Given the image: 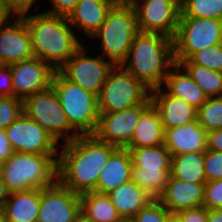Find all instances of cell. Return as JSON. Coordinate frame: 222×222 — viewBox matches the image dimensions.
I'll list each match as a JSON object with an SVG mask.
<instances>
[{
    "label": "cell",
    "mask_w": 222,
    "mask_h": 222,
    "mask_svg": "<svg viewBox=\"0 0 222 222\" xmlns=\"http://www.w3.org/2000/svg\"><path fill=\"white\" fill-rule=\"evenodd\" d=\"M174 64L173 39L162 34L139 32L122 67L152 90L162 86Z\"/></svg>",
    "instance_id": "cell-3"
},
{
    "label": "cell",
    "mask_w": 222,
    "mask_h": 222,
    "mask_svg": "<svg viewBox=\"0 0 222 222\" xmlns=\"http://www.w3.org/2000/svg\"><path fill=\"white\" fill-rule=\"evenodd\" d=\"M165 222H180V220L176 214H169L166 217Z\"/></svg>",
    "instance_id": "cell-46"
},
{
    "label": "cell",
    "mask_w": 222,
    "mask_h": 222,
    "mask_svg": "<svg viewBox=\"0 0 222 222\" xmlns=\"http://www.w3.org/2000/svg\"><path fill=\"white\" fill-rule=\"evenodd\" d=\"M51 86L58 95L69 124L80 134H94L99 111L97 96L66 79L55 70Z\"/></svg>",
    "instance_id": "cell-6"
},
{
    "label": "cell",
    "mask_w": 222,
    "mask_h": 222,
    "mask_svg": "<svg viewBox=\"0 0 222 222\" xmlns=\"http://www.w3.org/2000/svg\"><path fill=\"white\" fill-rule=\"evenodd\" d=\"M23 111L45 129L59 145L70 142L80 135L69 124L58 95L52 86L27 97L23 101Z\"/></svg>",
    "instance_id": "cell-9"
},
{
    "label": "cell",
    "mask_w": 222,
    "mask_h": 222,
    "mask_svg": "<svg viewBox=\"0 0 222 222\" xmlns=\"http://www.w3.org/2000/svg\"><path fill=\"white\" fill-rule=\"evenodd\" d=\"M2 209L8 222H36L40 209V189L11 193Z\"/></svg>",
    "instance_id": "cell-25"
},
{
    "label": "cell",
    "mask_w": 222,
    "mask_h": 222,
    "mask_svg": "<svg viewBox=\"0 0 222 222\" xmlns=\"http://www.w3.org/2000/svg\"><path fill=\"white\" fill-rule=\"evenodd\" d=\"M180 16L222 20V0H180Z\"/></svg>",
    "instance_id": "cell-30"
},
{
    "label": "cell",
    "mask_w": 222,
    "mask_h": 222,
    "mask_svg": "<svg viewBox=\"0 0 222 222\" xmlns=\"http://www.w3.org/2000/svg\"><path fill=\"white\" fill-rule=\"evenodd\" d=\"M136 0H124V2H127V3H134Z\"/></svg>",
    "instance_id": "cell-49"
},
{
    "label": "cell",
    "mask_w": 222,
    "mask_h": 222,
    "mask_svg": "<svg viewBox=\"0 0 222 222\" xmlns=\"http://www.w3.org/2000/svg\"><path fill=\"white\" fill-rule=\"evenodd\" d=\"M197 120L206 132L222 129V97L208 98L197 110Z\"/></svg>",
    "instance_id": "cell-31"
},
{
    "label": "cell",
    "mask_w": 222,
    "mask_h": 222,
    "mask_svg": "<svg viewBox=\"0 0 222 222\" xmlns=\"http://www.w3.org/2000/svg\"><path fill=\"white\" fill-rule=\"evenodd\" d=\"M170 213L158 199L151 200L130 222H165Z\"/></svg>",
    "instance_id": "cell-35"
},
{
    "label": "cell",
    "mask_w": 222,
    "mask_h": 222,
    "mask_svg": "<svg viewBox=\"0 0 222 222\" xmlns=\"http://www.w3.org/2000/svg\"><path fill=\"white\" fill-rule=\"evenodd\" d=\"M170 176L184 182L206 183L204 152L171 156Z\"/></svg>",
    "instance_id": "cell-28"
},
{
    "label": "cell",
    "mask_w": 222,
    "mask_h": 222,
    "mask_svg": "<svg viewBox=\"0 0 222 222\" xmlns=\"http://www.w3.org/2000/svg\"><path fill=\"white\" fill-rule=\"evenodd\" d=\"M13 96L21 100L48 89L55 70L43 60L33 57L9 65Z\"/></svg>",
    "instance_id": "cell-16"
},
{
    "label": "cell",
    "mask_w": 222,
    "mask_h": 222,
    "mask_svg": "<svg viewBox=\"0 0 222 222\" xmlns=\"http://www.w3.org/2000/svg\"><path fill=\"white\" fill-rule=\"evenodd\" d=\"M10 193L8 192L6 185L4 184L0 176V208L3 207L7 199L9 198Z\"/></svg>",
    "instance_id": "cell-44"
},
{
    "label": "cell",
    "mask_w": 222,
    "mask_h": 222,
    "mask_svg": "<svg viewBox=\"0 0 222 222\" xmlns=\"http://www.w3.org/2000/svg\"><path fill=\"white\" fill-rule=\"evenodd\" d=\"M151 103H142L117 112H99L94 135L105 143L125 148L130 142L141 113Z\"/></svg>",
    "instance_id": "cell-14"
},
{
    "label": "cell",
    "mask_w": 222,
    "mask_h": 222,
    "mask_svg": "<svg viewBox=\"0 0 222 222\" xmlns=\"http://www.w3.org/2000/svg\"><path fill=\"white\" fill-rule=\"evenodd\" d=\"M80 212L93 222H124L108 194L94 191L80 194Z\"/></svg>",
    "instance_id": "cell-27"
},
{
    "label": "cell",
    "mask_w": 222,
    "mask_h": 222,
    "mask_svg": "<svg viewBox=\"0 0 222 222\" xmlns=\"http://www.w3.org/2000/svg\"><path fill=\"white\" fill-rule=\"evenodd\" d=\"M33 57L31 36L23 18L5 17L0 22V63L11 65Z\"/></svg>",
    "instance_id": "cell-17"
},
{
    "label": "cell",
    "mask_w": 222,
    "mask_h": 222,
    "mask_svg": "<svg viewBox=\"0 0 222 222\" xmlns=\"http://www.w3.org/2000/svg\"><path fill=\"white\" fill-rule=\"evenodd\" d=\"M222 43V20L179 16L173 39L174 61L179 64L195 52Z\"/></svg>",
    "instance_id": "cell-10"
},
{
    "label": "cell",
    "mask_w": 222,
    "mask_h": 222,
    "mask_svg": "<svg viewBox=\"0 0 222 222\" xmlns=\"http://www.w3.org/2000/svg\"><path fill=\"white\" fill-rule=\"evenodd\" d=\"M139 32L174 39L180 16V0H136L133 3Z\"/></svg>",
    "instance_id": "cell-12"
},
{
    "label": "cell",
    "mask_w": 222,
    "mask_h": 222,
    "mask_svg": "<svg viewBox=\"0 0 222 222\" xmlns=\"http://www.w3.org/2000/svg\"><path fill=\"white\" fill-rule=\"evenodd\" d=\"M89 51L83 43L58 71L69 81L98 97L114 66L97 54L99 48L95 50L96 53L93 51L90 54Z\"/></svg>",
    "instance_id": "cell-11"
},
{
    "label": "cell",
    "mask_w": 222,
    "mask_h": 222,
    "mask_svg": "<svg viewBox=\"0 0 222 222\" xmlns=\"http://www.w3.org/2000/svg\"><path fill=\"white\" fill-rule=\"evenodd\" d=\"M164 146L173 155L207 150V132L198 120L164 130Z\"/></svg>",
    "instance_id": "cell-21"
},
{
    "label": "cell",
    "mask_w": 222,
    "mask_h": 222,
    "mask_svg": "<svg viewBox=\"0 0 222 222\" xmlns=\"http://www.w3.org/2000/svg\"><path fill=\"white\" fill-rule=\"evenodd\" d=\"M40 1L42 0H0V8L5 17L22 18L36 12L34 9Z\"/></svg>",
    "instance_id": "cell-34"
},
{
    "label": "cell",
    "mask_w": 222,
    "mask_h": 222,
    "mask_svg": "<svg viewBox=\"0 0 222 222\" xmlns=\"http://www.w3.org/2000/svg\"><path fill=\"white\" fill-rule=\"evenodd\" d=\"M58 155L14 152L1 164L0 176L8 192L42 189L57 181Z\"/></svg>",
    "instance_id": "cell-5"
},
{
    "label": "cell",
    "mask_w": 222,
    "mask_h": 222,
    "mask_svg": "<svg viewBox=\"0 0 222 222\" xmlns=\"http://www.w3.org/2000/svg\"><path fill=\"white\" fill-rule=\"evenodd\" d=\"M139 33L137 15L132 3L117 1L100 29L88 40H99V55L114 67L122 66L133 40Z\"/></svg>",
    "instance_id": "cell-4"
},
{
    "label": "cell",
    "mask_w": 222,
    "mask_h": 222,
    "mask_svg": "<svg viewBox=\"0 0 222 222\" xmlns=\"http://www.w3.org/2000/svg\"><path fill=\"white\" fill-rule=\"evenodd\" d=\"M189 60L193 64L222 72V43L195 52Z\"/></svg>",
    "instance_id": "cell-32"
},
{
    "label": "cell",
    "mask_w": 222,
    "mask_h": 222,
    "mask_svg": "<svg viewBox=\"0 0 222 222\" xmlns=\"http://www.w3.org/2000/svg\"><path fill=\"white\" fill-rule=\"evenodd\" d=\"M112 204L124 221H130L153 198L132 180L108 193Z\"/></svg>",
    "instance_id": "cell-24"
},
{
    "label": "cell",
    "mask_w": 222,
    "mask_h": 222,
    "mask_svg": "<svg viewBox=\"0 0 222 222\" xmlns=\"http://www.w3.org/2000/svg\"><path fill=\"white\" fill-rule=\"evenodd\" d=\"M132 160L127 148H116L103 167L94 192L108 194L131 180Z\"/></svg>",
    "instance_id": "cell-22"
},
{
    "label": "cell",
    "mask_w": 222,
    "mask_h": 222,
    "mask_svg": "<svg viewBox=\"0 0 222 222\" xmlns=\"http://www.w3.org/2000/svg\"><path fill=\"white\" fill-rule=\"evenodd\" d=\"M176 215L180 222H208L207 208L204 206L182 210Z\"/></svg>",
    "instance_id": "cell-39"
},
{
    "label": "cell",
    "mask_w": 222,
    "mask_h": 222,
    "mask_svg": "<svg viewBox=\"0 0 222 222\" xmlns=\"http://www.w3.org/2000/svg\"><path fill=\"white\" fill-rule=\"evenodd\" d=\"M79 0H48L46 5L51 2L48 6L49 9L43 10V12L52 14V15H58V16H64L68 17L70 13L74 10L75 6L77 5Z\"/></svg>",
    "instance_id": "cell-38"
},
{
    "label": "cell",
    "mask_w": 222,
    "mask_h": 222,
    "mask_svg": "<svg viewBox=\"0 0 222 222\" xmlns=\"http://www.w3.org/2000/svg\"><path fill=\"white\" fill-rule=\"evenodd\" d=\"M116 2L117 0H79L67 17L77 37L81 41L85 37L88 41L103 25L108 12Z\"/></svg>",
    "instance_id": "cell-18"
},
{
    "label": "cell",
    "mask_w": 222,
    "mask_h": 222,
    "mask_svg": "<svg viewBox=\"0 0 222 222\" xmlns=\"http://www.w3.org/2000/svg\"><path fill=\"white\" fill-rule=\"evenodd\" d=\"M179 65L204 91L208 98L222 97V72L193 64L189 59L181 61Z\"/></svg>",
    "instance_id": "cell-29"
},
{
    "label": "cell",
    "mask_w": 222,
    "mask_h": 222,
    "mask_svg": "<svg viewBox=\"0 0 222 222\" xmlns=\"http://www.w3.org/2000/svg\"><path fill=\"white\" fill-rule=\"evenodd\" d=\"M14 152L58 155L60 145L39 124L24 112L6 129Z\"/></svg>",
    "instance_id": "cell-13"
},
{
    "label": "cell",
    "mask_w": 222,
    "mask_h": 222,
    "mask_svg": "<svg viewBox=\"0 0 222 222\" xmlns=\"http://www.w3.org/2000/svg\"><path fill=\"white\" fill-rule=\"evenodd\" d=\"M14 153V149L7 138L5 129H0V163L6 162Z\"/></svg>",
    "instance_id": "cell-41"
},
{
    "label": "cell",
    "mask_w": 222,
    "mask_h": 222,
    "mask_svg": "<svg viewBox=\"0 0 222 222\" xmlns=\"http://www.w3.org/2000/svg\"><path fill=\"white\" fill-rule=\"evenodd\" d=\"M205 183L184 182L169 176L164 192L158 198L170 214L203 206Z\"/></svg>",
    "instance_id": "cell-20"
},
{
    "label": "cell",
    "mask_w": 222,
    "mask_h": 222,
    "mask_svg": "<svg viewBox=\"0 0 222 222\" xmlns=\"http://www.w3.org/2000/svg\"><path fill=\"white\" fill-rule=\"evenodd\" d=\"M5 18V16L2 14L1 8H0V22Z\"/></svg>",
    "instance_id": "cell-48"
},
{
    "label": "cell",
    "mask_w": 222,
    "mask_h": 222,
    "mask_svg": "<svg viewBox=\"0 0 222 222\" xmlns=\"http://www.w3.org/2000/svg\"><path fill=\"white\" fill-rule=\"evenodd\" d=\"M208 222H222V209H207Z\"/></svg>",
    "instance_id": "cell-43"
},
{
    "label": "cell",
    "mask_w": 222,
    "mask_h": 222,
    "mask_svg": "<svg viewBox=\"0 0 222 222\" xmlns=\"http://www.w3.org/2000/svg\"><path fill=\"white\" fill-rule=\"evenodd\" d=\"M117 147L94 134L79 135L59 147L57 180L72 192L94 191L100 173Z\"/></svg>",
    "instance_id": "cell-1"
},
{
    "label": "cell",
    "mask_w": 222,
    "mask_h": 222,
    "mask_svg": "<svg viewBox=\"0 0 222 222\" xmlns=\"http://www.w3.org/2000/svg\"><path fill=\"white\" fill-rule=\"evenodd\" d=\"M150 99L160 115L163 130L197 120V109L185 100L168 94L162 87L152 89Z\"/></svg>",
    "instance_id": "cell-19"
},
{
    "label": "cell",
    "mask_w": 222,
    "mask_h": 222,
    "mask_svg": "<svg viewBox=\"0 0 222 222\" xmlns=\"http://www.w3.org/2000/svg\"><path fill=\"white\" fill-rule=\"evenodd\" d=\"M74 222H93L91 219L86 217L82 212H80L74 219Z\"/></svg>",
    "instance_id": "cell-45"
},
{
    "label": "cell",
    "mask_w": 222,
    "mask_h": 222,
    "mask_svg": "<svg viewBox=\"0 0 222 222\" xmlns=\"http://www.w3.org/2000/svg\"><path fill=\"white\" fill-rule=\"evenodd\" d=\"M204 173L207 182L222 179V152H204Z\"/></svg>",
    "instance_id": "cell-36"
},
{
    "label": "cell",
    "mask_w": 222,
    "mask_h": 222,
    "mask_svg": "<svg viewBox=\"0 0 222 222\" xmlns=\"http://www.w3.org/2000/svg\"><path fill=\"white\" fill-rule=\"evenodd\" d=\"M23 112V100L14 96L0 97V129H6Z\"/></svg>",
    "instance_id": "cell-33"
},
{
    "label": "cell",
    "mask_w": 222,
    "mask_h": 222,
    "mask_svg": "<svg viewBox=\"0 0 222 222\" xmlns=\"http://www.w3.org/2000/svg\"><path fill=\"white\" fill-rule=\"evenodd\" d=\"M151 89L122 66L114 67L97 97L99 112H117L151 103Z\"/></svg>",
    "instance_id": "cell-8"
},
{
    "label": "cell",
    "mask_w": 222,
    "mask_h": 222,
    "mask_svg": "<svg viewBox=\"0 0 222 222\" xmlns=\"http://www.w3.org/2000/svg\"><path fill=\"white\" fill-rule=\"evenodd\" d=\"M164 145V130L160 115L152 103L141 113L131 142L126 147Z\"/></svg>",
    "instance_id": "cell-26"
},
{
    "label": "cell",
    "mask_w": 222,
    "mask_h": 222,
    "mask_svg": "<svg viewBox=\"0 0 222 222\" xmlns=\"http://www.w3.org/2000/svg\"><path fill=\"white\" fill-rule=\"evenodd\" d=\"M207 150L222 152V129L207 132Z\"/></svg>",
    "instance_id": "cell-42"
},
{
    "label": "cell",
    "mask_w": 222,
    "mask_h": 222,
    "mask_svg": "<svg viewBox=\"0 0 222 222\" xmlns=\"http://www.w3.org/2000/svg\"><path fill=\"white\" fill-rule=\"evenodd\" d=\"M161 87L168 94L185 100L197 110L208 99L204 91L176 63L170 68Z\"/></svg>",
    "instance_id": "cell-23"
},
{
    "label": "cell",
    "mask_w": 222,
    "mask_h": 222,
    "mask_svg": "<svg viewBox=\"0 0 222 222\" xmlns=\"http://www.w3.org/2000/svg\"><path fill=\"white\" fill-rule=\"evenodd\" d=\"M0 222H8L2 208H0Z\"/></svg>",
    "instance_id": "cell-47"
},
{
    "label": "cell",
    "mask_w": 222,
    "mask_h": 222,
    "mask_svg": "<svg viewBox=\"0 0 222 222\" xmlns=\"http://www.w3.org/2000/svg\"><path fill=\"white\" fill-rule=\"evenodd\" d=\"M80 213V194L58 180L40 189V209L36 222H74Z\"/></svg>",
    "instance_id": "cell-15"
},
{
    "label": "cell",
    "mask_w": 222,
    "mask_h": 222,
    "mask_svg": "<svg viewBox=\"0 0 222 222\" xmlns=\"http://www.w3.org/2000/svg\"><path fill=\"white\" fill-rule=\"evenodd\" d=\"M125 148L132 160L131 180L153 199H158L171 173V153L164 145Z\"/></svg>",
    "instance_id": "cell-7"
},
{
    "label": "cell",
    "mask_w": 222,
    "mask_h": 222,
    "mask_svg": "<svg viewBox=\"0 0 222 222\" xmlns=\"http://www.w3.org/2000/svg\"><path fill=\"white\" fill-rule=\"evenodd\" d=\"M13 96L12 73L9 65L0 66V97Z\"/></svg>",
    "instance_id": "cell-40"
},
{
    "label": "cell",
    "mask_w": 222,
    "mask_h": 222,
    "mask_svg": "<svg viewBox=\"0 0 222 222\" xmlns=\"http://www.w3.org/2000/svg\"><path fill=\"white\" fill-rule=\"evenodd\" d=\"M203 206L207 209H222V179L205 183Z\"/></svg>",
    "instance_id": "cell-37"
},
{
    "label": "cell",
    "mask_w": 222,
    "mask_h": 222,
    "mask_svg": "<svg viewBox=\"0 0 222 222\" xmlns=\"http://www.w3.org/2000/svg\"><path fill=\"white\" fill-rule=\"evenodd\" d=\"M37 12L22 17L31 36L34 57L59 70L83 42L67 17Z\"/></svg>",
    "instance_id": "cell-2"
}]
</instances>
